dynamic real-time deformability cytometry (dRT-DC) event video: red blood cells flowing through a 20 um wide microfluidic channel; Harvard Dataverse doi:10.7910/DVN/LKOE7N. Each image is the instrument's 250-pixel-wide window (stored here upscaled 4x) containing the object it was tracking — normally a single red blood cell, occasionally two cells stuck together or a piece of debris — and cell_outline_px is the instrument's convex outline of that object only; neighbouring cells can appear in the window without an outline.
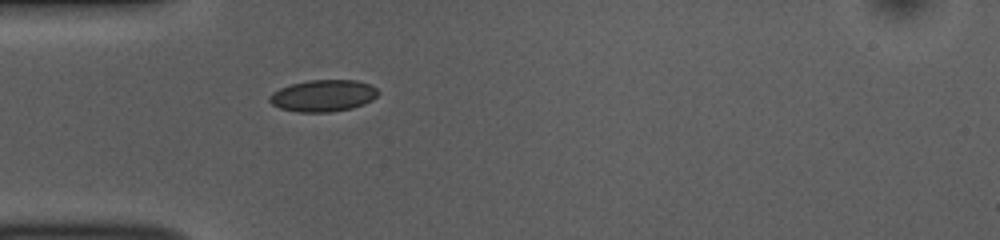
{"species": "common noctule bat (a hibernating species)", "species_latin": "Nyctalus noctula", "temperature_condition": "room temperature", "stored_images_in_passage": 38, "camera_frame_rate_fps": 3000, "um_per_image_px": 0.085, "animal": {"sex": "female", "body_mass_g": 10.0, "forearm_length_mm": 53.1}, "frame": {"image": 1, "passage_image": 1, "time_ms": 0.0, "image_size_px": [1000, 240], "cell_outline_px": [[380, 92], [372, 100], [364, 104], [352, 108], [332, 112], [296, 112], [280, 108], [272, 104], [268, 100], [268, 96], [272, 92], [280, 88], [292, 84], [308, 80], [356, 80], [368, 84], [376, 88]], "centroid_in_image_um": [27.46, 8.14], "position_along_channel_um": 57.5, "area_um2": 20.17}}
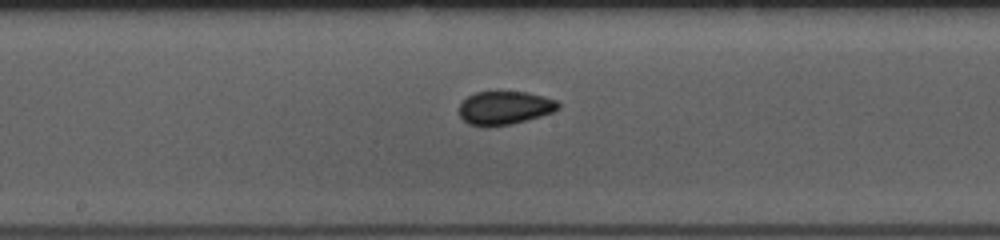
{"frame": {"image": 2, "passage_image": 13, "time_ms": 4.0, "image_size_px": [1000, 240], "cell_outline_px": [[560, 108], [552, 112], [540, 116], [512, 124], [468, 124], [460, 116], [460, 104], [468, 96], [476, 92], [496, 88], [528, 92], [544, 96], [556, 100], [560, 104]], "centroid_in_image_um": [42.92, 9.08], "position_along_channel_um": 205.3, "area_um2": 19.54}}
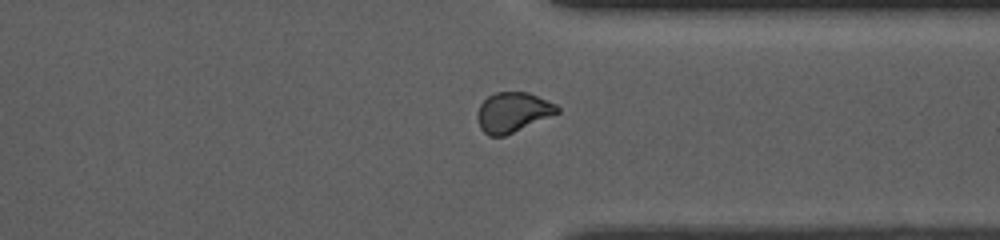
{"frame": {"image": 3, "passage_image": 26, "time_ms": 8.333, "image_size_px": [1000, 240], "cell_outline_px": [[560, 112], [504, 136], [488, 136], [480, 128], [476, 116], [476, 112], [480, 104], [488, 96], [496, 92], [528, 92], [556, 104], [560, 108]], "centroid_in_image_um": [43.56, 9.54], "position_along_channel_um": 367.8, "area_um2": 18.55}, "authors_computed_cell_mechanics": {"area_um2": 19.0162, "velocity_mm_per_s": 3.7704, "shape_relaxation_time_tau1_ms": null, "shape_relaxation_time_tau2_ms": 1.6088, "deformation_change_tau1": null, "deformation_change_tau2": 0.0407}}